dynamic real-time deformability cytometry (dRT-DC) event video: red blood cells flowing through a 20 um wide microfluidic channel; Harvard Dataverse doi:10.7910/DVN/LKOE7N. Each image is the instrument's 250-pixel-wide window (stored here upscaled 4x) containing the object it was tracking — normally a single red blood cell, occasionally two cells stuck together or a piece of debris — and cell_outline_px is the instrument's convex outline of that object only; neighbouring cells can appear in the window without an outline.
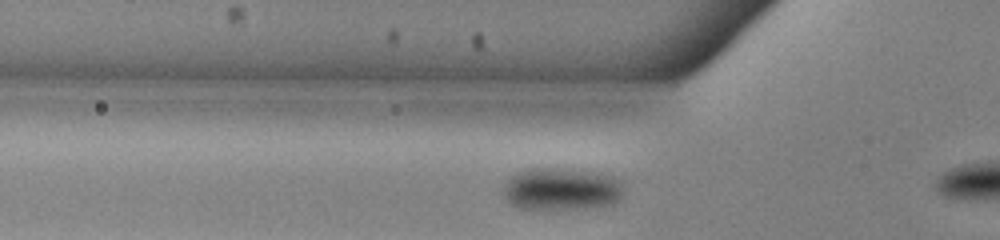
{"species": "common noctule bat (a hibernating species)", "species_latin": "Nyctalus noctula", "temperature_condition": "warm", "stored_images_in_passage": 15, "camera_frame_rate_fps": 3000, "um_per_image_px": 0.085, "animal": {"sex": "male", "body_mass_g": 13.0, "forearm_length_mm": 53.1}, "frame": {"image": 1, "passage_image": 3, "time_ms": 0.667, "image_size_px": [1000, 240], "cell_outline_px": [[624, 196], [612, 204], [584, 208], [520, 208], [512, 204], [504, 196], [504, 188], [508, 180], [512, 176], [520, 172], [532, 168], [560, 168], [596, 172], [612, 176], [620, 184]], "centroid_in_image_um": [47.74, 16.06], "position_along_channel_um": 78.1, "area_um2": 29.19}}
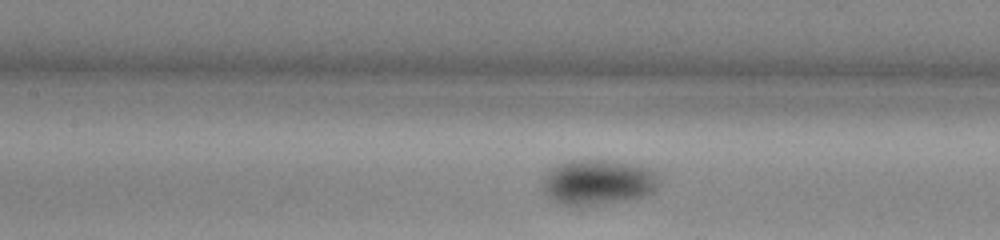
{"frame": {"image": 2, "passage_image": 9, "time_ms": 2.667, "image_size_px": [1000, 240], "cell_outline_px": [[660, 184], [648, 196], [640, 200], [576, 208], [560, 204], [552, 200], [544, 192], [544, 180], [548, 172], [556, 164], [572, 160], [612, 160], [648, 168], [656, 172]], "centroid_in_image_um": [50.87, 15.54], "position_along_channel_um": 156.5, "area_um2": 31.67}}
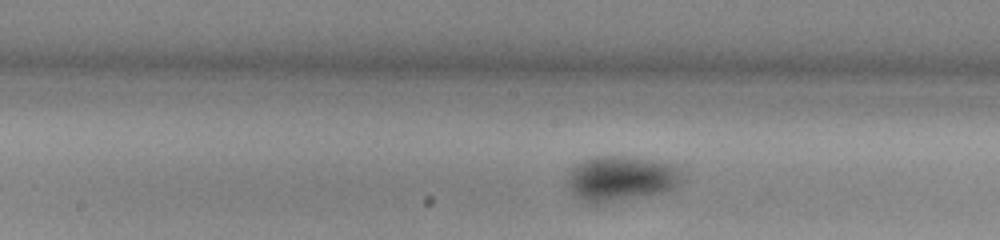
{"frame": {"image": 3, "passage_image": 12, "time_ms": 3.667, "image_size_px": [1000, 240], "cell_outline_px": [[680, 180], [672, 188], [664, 192], [596, 208], [576, 196], [572, 192], [568, 184], [568, 176], [572, 164], [580, 160], [592, 156], [628, 156], [668, 164], [676, 172]], "centroid_in_image_um": [52.61, 15.23], "position_along_channel_um": 195.6, "area_um2": 30.52}}